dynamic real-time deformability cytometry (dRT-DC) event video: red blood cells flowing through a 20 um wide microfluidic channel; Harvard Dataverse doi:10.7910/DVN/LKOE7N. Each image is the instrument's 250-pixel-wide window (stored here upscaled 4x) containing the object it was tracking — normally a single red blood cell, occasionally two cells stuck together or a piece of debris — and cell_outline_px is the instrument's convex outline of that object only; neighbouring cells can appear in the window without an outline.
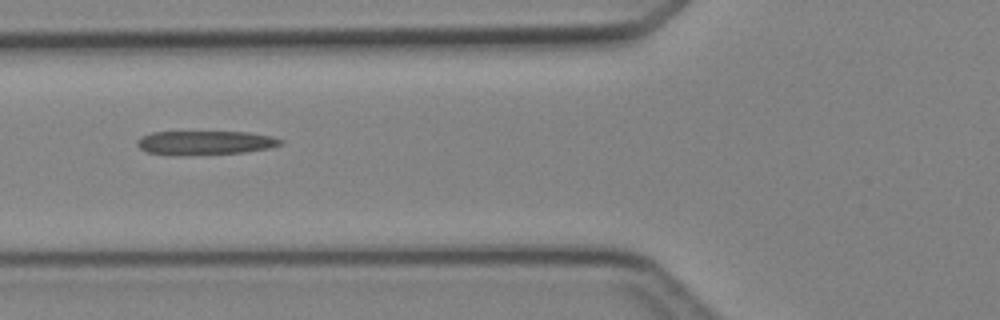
{"species": "Egyptian fruit bat (a non-hibernating species)", "species_latin": "Rousettus aegyptiacus", "temperature_condition": "cold", "stored_images_in_passage": 7, "camera_frame_rate_fps": 3000, "um_per_image_px": 0.085, "animal": {"sex": "female"}, "frame": {"image": 1, "passage_image": 5, "time_ms": 5.667, "image_size_px": [1000, 320], "cell_outline_px": [[284, 144], [268, 148], [244, 152], [180, 156], [168, 156], [148, 152], [140, 148], [136, 144], [136, 140], [140, 136], [152, 132], [248, 132], [272, 136], [284, 140]], "centroid_in_image_um": [17.4, 12.14], "position_along_channel_um": 108.4, "area_um2": 20.4}}
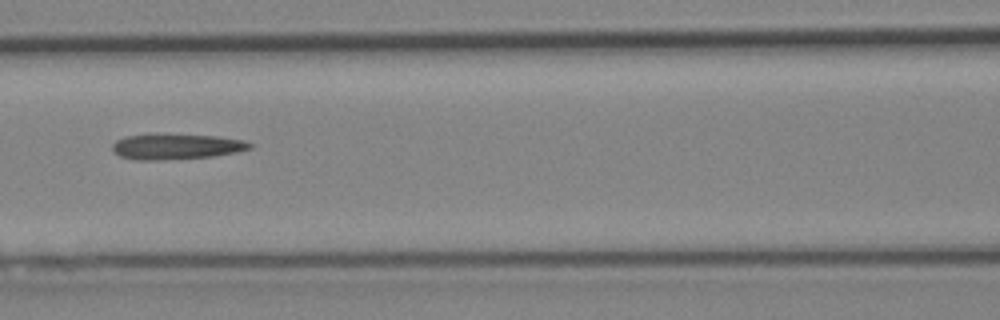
{"frame": {"image": 2, "passage_image": 6, "time_ms": 6.667, "image_size_px": [1000, 320], "cell_outline_px": [[252, 148], [236, 152], [212, 156], [160, 160], [136, 160], [120, 156], [112, 148], [112, 144], [116, 140], [128, 136], [216, 136], [244, 140], [252, 144]], "centroid_in_image_um": [15.01, 12.49], "position_along_channel_um": 151.6, "area_um2": 19.54}}
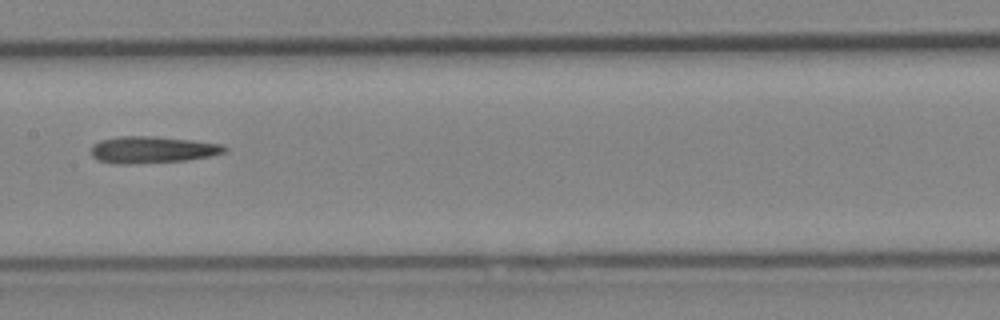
{"frame": {"image": 3, "passage_image": 7, "time_ms": 7.667, "image_size_px": [1000, 320], "cell_outline_px": [[228, 152], [188, 160], [128, 164], [112, 164], [96, 160], [92, 156], [92, 144], [100, 140], [120, 136], [156, 136], [192, 140], [220, 144], [228, 148]], "centroid_in_image_um": [12.92, 12.73], "position_along_channel_um": 194.5, "area_um2": 20.98}}